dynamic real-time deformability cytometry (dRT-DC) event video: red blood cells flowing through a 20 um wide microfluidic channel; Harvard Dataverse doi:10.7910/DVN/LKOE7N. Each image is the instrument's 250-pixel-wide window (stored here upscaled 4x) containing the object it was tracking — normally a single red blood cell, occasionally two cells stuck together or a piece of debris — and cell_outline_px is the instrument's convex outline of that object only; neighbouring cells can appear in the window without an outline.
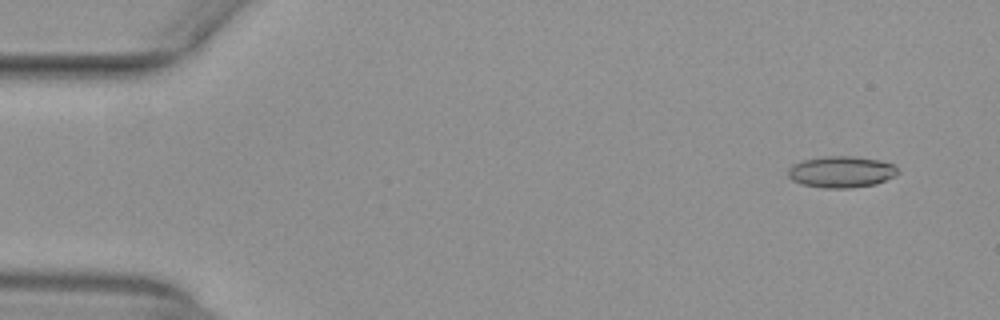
{"species": "common noctule bat (a hibernating species)", "species_latin": "Nyctalus noctula", "temperature_condition": "warm", "stored_images_in_passage": 13, "camera_frame_rate_fps": 3000, "um_per_image_px": 0.085, "animal": {"sex": "female", "body_mass_g": 29.2, "forearm_length_mm": 56.3}, "frame": {"image": 1, "passage_image": 2, "time_ms": 0.333, "image_size_px": [1000, 320], "cell_outline_px": [[900, 172], [876, 184], [852, 188], [824, 188], [800, 184], [792, 180], [788, 176], [788, 168], [792, 164], [804, 160], [828, 156], [848, 156], [880, 160], [892, 164]], "centroid_in_image_um": [71.47, 14.62], "position_along_channel_um": 13.5, "area_um2": 20.0}}
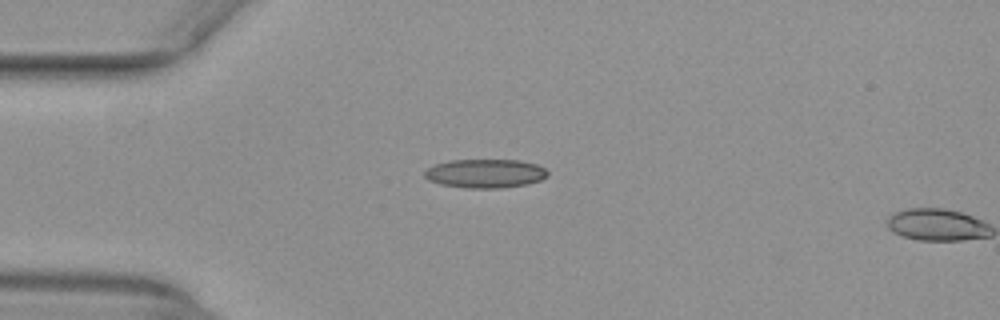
{"frame": {"image": 2, "passage_image": 12, "time_ms": 3.667, "image_size_px": [1000, 320], "cell_outline_px": [[548, 176], [540, 180], [528, 184], [504, 188], [464, 188], [440, 184], [428, 180], [424, 176], [424, 172], [428, 168], [436, 164], [448, 160], [520, 160], [536, 164], [544, 168], [548, 172]], "centroid_in_image_um": [41.25, 14.75], "position_along_channel_um": 43.8, "area_um2": 20.81}}